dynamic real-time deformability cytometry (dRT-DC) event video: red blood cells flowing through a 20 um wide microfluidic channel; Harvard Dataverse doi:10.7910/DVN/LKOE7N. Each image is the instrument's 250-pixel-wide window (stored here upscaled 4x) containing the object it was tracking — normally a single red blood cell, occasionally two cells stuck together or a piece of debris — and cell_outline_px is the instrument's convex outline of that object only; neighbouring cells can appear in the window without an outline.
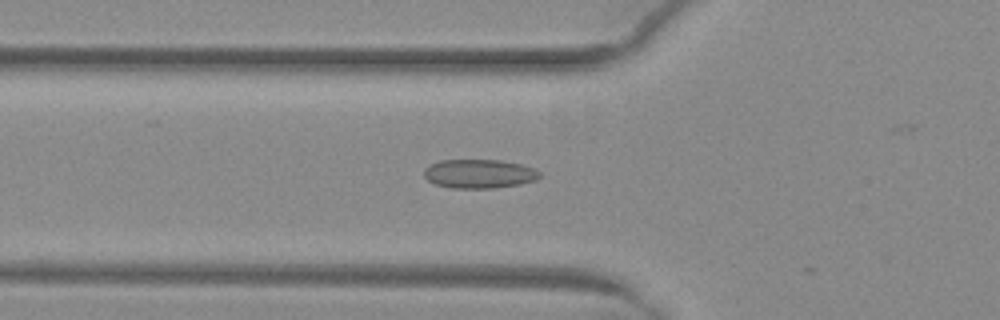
{"species": "common noctule bat (a hibernating species)", "species_latin": "Nyctalus noctula", "temperature_condition": "warm", "stored_images_in_passage": 11, "camera_frame_rate_fps": 3000, "um_per_image_px": 0.085, "animal": {"sex": "female", "body_mass_g": 29.2, "forearm_length_mm": 56.3}, "frame": {"image": 1, "passage_image": 6, "time_ms": 1.667, "image_size_px": [1000, 320], "cell_outline_px": [[540, 176], [536, 180], [520, 184], [492, 188], [452, 188], [436, 184], [428, 180], [424, 176], [424, 168], [440, 160], [500, 160], [520, 164], [532, 168], [540, 172]], "centroid_in_image_um": [40.72, 14.77], "position_along_channel_um": 85.1, "area_um2": 19.36}}
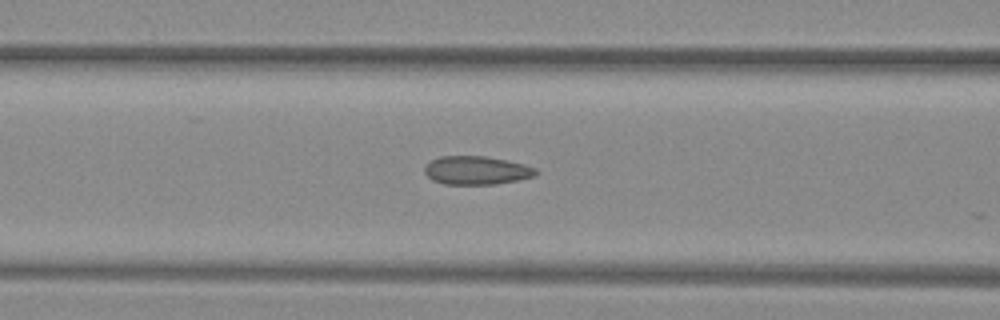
{"frame": {"image": 2, "passage_image": 9, "time_ms": 2.667, "image_size_px": [1000, 320], "cell_outline_px": [[540, 172], [536, 176], [496, 184], [444, 184], [432, 180], [424, 172], [424, 168], [432, 160], [440, 156], [484, 156], [508, 160], [524, 164], [536, 168]], "centroid_in_image_um": [40.54, 14.48], "position_along_channel_um": 126.1, "area_um2": 18.5}}